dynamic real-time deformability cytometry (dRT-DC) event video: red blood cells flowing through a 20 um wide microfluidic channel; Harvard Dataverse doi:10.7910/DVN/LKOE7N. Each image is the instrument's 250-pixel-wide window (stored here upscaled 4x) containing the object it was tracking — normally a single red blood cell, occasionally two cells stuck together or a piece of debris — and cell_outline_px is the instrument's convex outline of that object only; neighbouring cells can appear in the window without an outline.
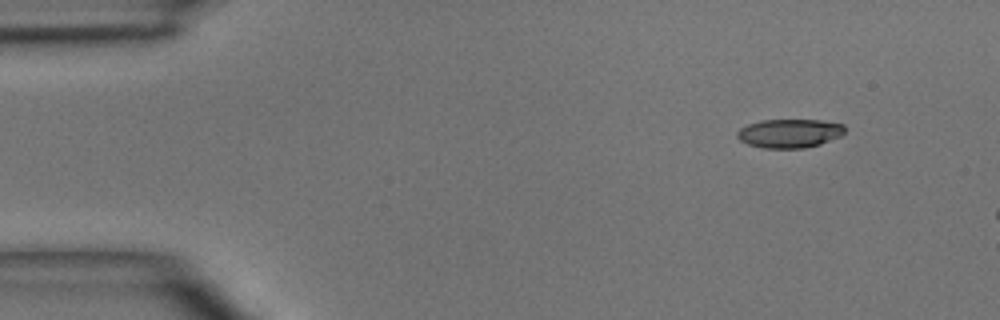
{"species": "common noctule bat (a hibernating species)", "species_latin": "Nyctalus noctula", "temperature_condition": "room temperature", "stored_images_in_passage": 4, "camera_frame_rate_fps": 3000, "um_per_image_px": 0.085, "animal": {"sex": "male", "body_mass_g": 15.6}, "frame": {"image": 1, "passage_image": 1, "time_ms": 0.0, "image_size_px": [1000, 320], "cell_outline_px": [[844, 132], [840, 136], [820, 144], [804, 148], [764, 148], [748, 144], [740, 140], [736, 136], [736, 132], [740, 128], [748, 124], [760, 120], [820, 120], [844, 124]], "centroid_in_image_um": [67.09, 11.33], "position_along_channel_um": 17.9, "area_um2": 18.03}}